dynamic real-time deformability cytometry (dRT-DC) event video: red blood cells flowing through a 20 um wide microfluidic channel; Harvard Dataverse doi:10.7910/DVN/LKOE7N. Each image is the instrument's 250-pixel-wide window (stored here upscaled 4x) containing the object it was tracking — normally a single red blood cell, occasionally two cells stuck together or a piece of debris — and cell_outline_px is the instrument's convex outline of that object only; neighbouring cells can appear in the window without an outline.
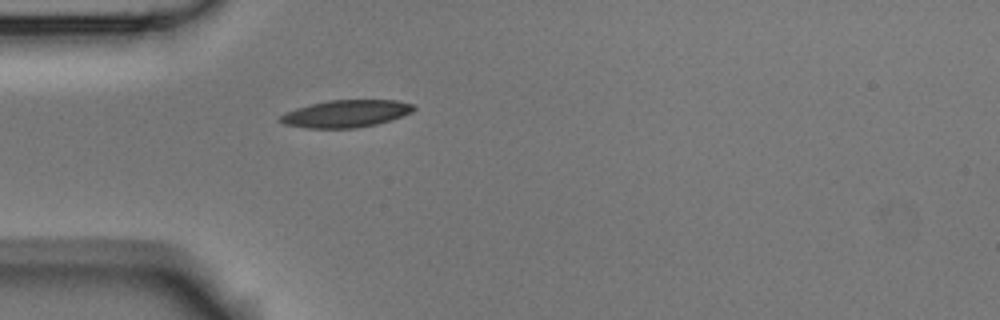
{"species": "Egyptian fruit bat (a non-hibernating species)", "species_latin": "Rousettus aegyptiacus", "temperature_condition": "room temperature", "stored_images_in_passage": 1, "camera_frame_rate_fps": 3000, "um_per_image_px": 0.085, "animal": {"sex": "male"}, "frame": {"image": 1, "passage_image": 1, "time_ms": 0.0, "image_size_px": [1000, 320], "cell_outline_px": [[416, 108], [412, 112], [376, 124], [356, 128], [308, 128], [284, 124], [276, 120], [280, 116], [296, 108], [328, 100], [396, 100], [412, 104]], "centroid_in_image_um": [29.38, 9.66], "position_along_channel_um": 55.6, "area_um2": 20.98}}